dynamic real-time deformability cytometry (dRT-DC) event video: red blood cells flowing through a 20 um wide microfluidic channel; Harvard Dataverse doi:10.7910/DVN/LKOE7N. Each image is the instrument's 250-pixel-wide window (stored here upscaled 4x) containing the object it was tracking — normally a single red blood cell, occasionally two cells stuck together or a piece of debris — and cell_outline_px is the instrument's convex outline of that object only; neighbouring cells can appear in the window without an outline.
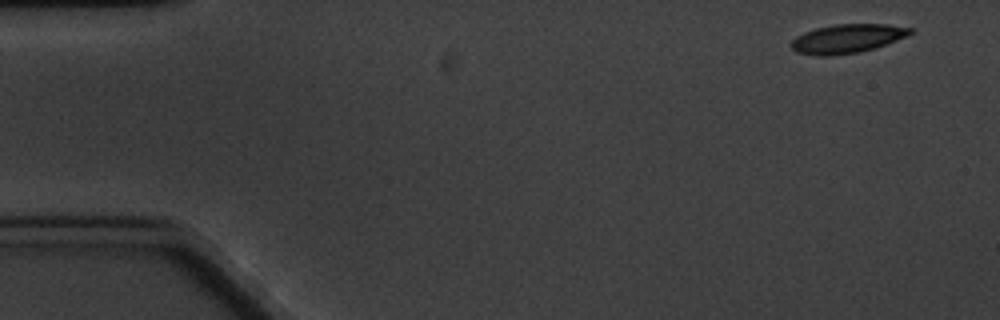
{"species": "common noctule bat (a hibernating species)", "species_latin": "Nyctalus noctula", "temperature_condition": "cold", "stored_images_in_passage": 5, "camera_frame_rate_fps": 3000, "um_per_image_px": 0.085, "animal": {"sex": "male", "body_mass_g": 20.1, "forearm_length_mm": 53.5}, "frame": {"image": 1, "passage_image": 1, "time_ms": 0.0, "image_size_px": [1000, 320], "cell_outline_px": [[912, 32], [908, 36], [860, 52], [828, 56], [816, 56], [796, 52], [788, 44], [796, 36], [804, 32], [816, 28], [836, 24], [888, 24], [912, 28]], "centroid_in_image_um": [71.96, 3.28], "position_along_channel_um": 13.0, "area_um2": 20.0}}